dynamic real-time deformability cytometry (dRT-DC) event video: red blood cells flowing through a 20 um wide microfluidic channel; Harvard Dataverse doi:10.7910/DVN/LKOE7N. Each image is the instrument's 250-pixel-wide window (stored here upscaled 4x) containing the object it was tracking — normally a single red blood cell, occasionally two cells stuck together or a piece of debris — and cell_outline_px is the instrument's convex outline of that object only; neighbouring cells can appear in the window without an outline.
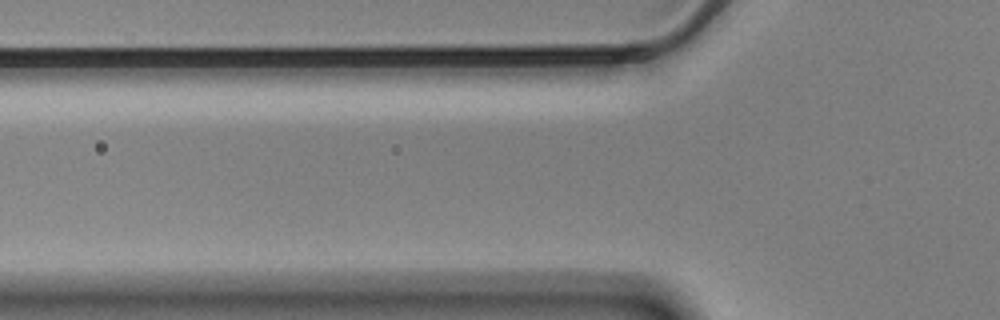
{"species": "Egyptian fruit bat (a non-hibernating species)", "species_latin": "Rousettus aegyptiacus", "temperature_condition": "cold", "stored_images_in_passage": 3, "camera_frame_rate_fps": 3000, "um_per_image_px": 0.085, "animal": {"sex": "male"}, "frame": {"image": 1, "passage_image": 3, "time_ms": 0.667, "image_size_px": [1000, 320], "cell_outline_px": [[648, 48], [628, 60], [564, 60], [500, 52], [508, 48]], "centroid_in_image_um": [49.19, 4.53], "position_along_channel_um": 76.6, "area_um2": 10.0}}